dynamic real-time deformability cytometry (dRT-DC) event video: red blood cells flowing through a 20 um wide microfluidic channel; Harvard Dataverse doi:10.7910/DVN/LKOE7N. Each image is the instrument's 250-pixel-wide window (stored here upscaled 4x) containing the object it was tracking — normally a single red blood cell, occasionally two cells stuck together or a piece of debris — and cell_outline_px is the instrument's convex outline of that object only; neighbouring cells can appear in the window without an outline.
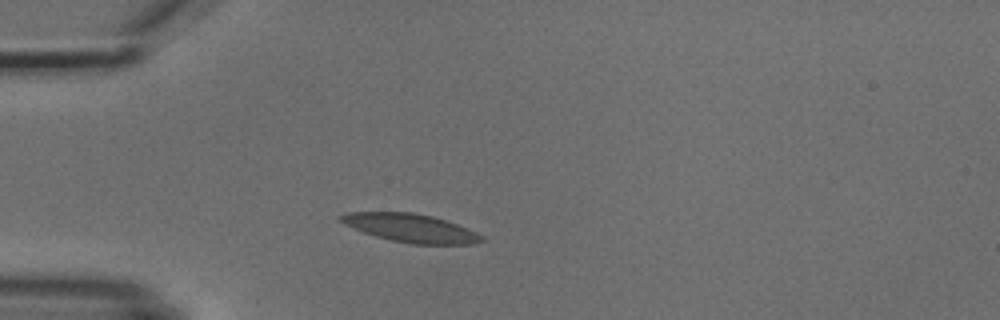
{"species": "common noctule bat (a hibernating species)", "species_latin": "Nyctalus noctula", "temperature_condition": "cold", "stored_images_in_passage": 3, "camera_frame_rate_fps": 3000, "um_per_image_px": 0.085, "animal": {"sex": "male", "body_mass_g": 18.8}, "frame": {"image": 1, "passage_image": 3, "time_ms": 2.0, "image_size_px": [1000, 320], "cell_outline_px": [[484, 240], [476, 244], [412, 244], [392, 240], [376, 236], [364, 232], [344, 224], [336, 220], [336, 216], [348, 212], [412, 212], [432, 216], [456, 224], [476, 232], [484, 236]], "centroid_in_image_um": [34.87, 19.37], "position_along_channel_um": 50.1, "area_um2": 23.24}}